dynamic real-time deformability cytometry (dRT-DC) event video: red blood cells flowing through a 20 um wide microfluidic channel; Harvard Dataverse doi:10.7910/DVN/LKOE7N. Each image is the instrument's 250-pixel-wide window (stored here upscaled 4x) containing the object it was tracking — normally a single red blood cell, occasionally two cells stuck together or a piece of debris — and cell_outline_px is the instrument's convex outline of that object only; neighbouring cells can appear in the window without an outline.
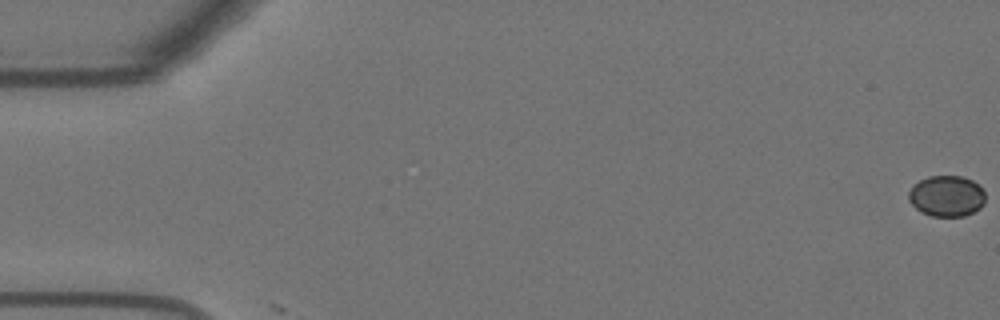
{"species": "Egyptian fruit bat (a non-hibernating species)", "species_latin": "Rousettus aegyptiacus", "temperature_condition": "warm", "stored_images_in_passage": 2, "camera_frame_rate_fps": 3000, "um_per_image_px": 0.085, "animal": {"sex": "female"}, "frame": {"image": 1, "passage_image": 1, "time_ms": 0.0, "image_size_px": [1000, 320], "cell_outline_px": [[984, 204], [980, 208], [964, 216], [932, 216], [920, 212], [908, 200], [908, 192], [920, 180], [928, 176], [960, 176], [972, 180], [980, 184], [984, 192]], "centroid_in_image_um": [80.47, 16.66], "position_along_channel_um": 4.5, "area_um2": 18.32}}